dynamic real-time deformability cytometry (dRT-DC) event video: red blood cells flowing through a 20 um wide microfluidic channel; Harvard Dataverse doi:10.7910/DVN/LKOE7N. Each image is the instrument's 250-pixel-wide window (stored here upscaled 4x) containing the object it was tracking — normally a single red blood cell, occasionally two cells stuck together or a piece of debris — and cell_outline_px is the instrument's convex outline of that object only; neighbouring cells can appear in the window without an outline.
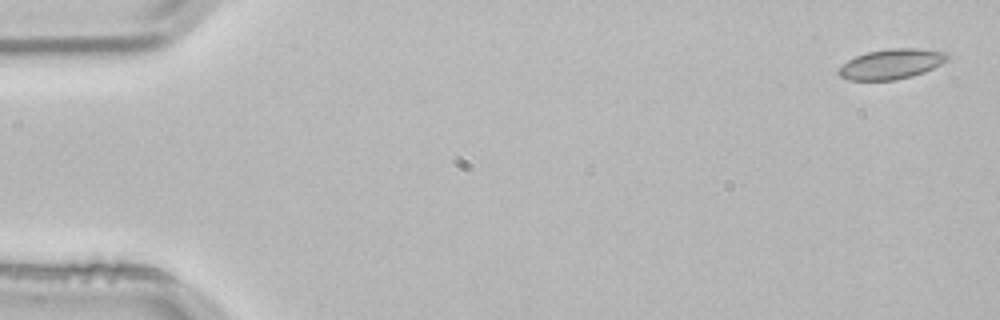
{"species": "common noctule bat (a hibernating species)", "species_latin": "Nyctalus noctula", "temperature_condition": "room temperature", "stored_images_in_passage": 3, "camera_frame_rate_fps": 3000, "um_per_image_px": 0.085, "animal": {"sex": "male", "body_mass_g": 21.5, "forearm_length_mm": 52.0}, "frame": {"image": 1, "passage_image": 1, "time_ms": 0.0, "image_size_px": [1000, 320], "cell_outline_px": [[948, 60], [924, 72], [912, 76], [896, 80], [848, 80], [840, 76], [836, 72], [848, 60], [856, 56], [868, 52], [888, 48], [916, 48], [948, 52]], "centroid_in_image_um": [75.77, 5.44], "position_along_channel_um": 9.2, "area_um2": 19.02}}
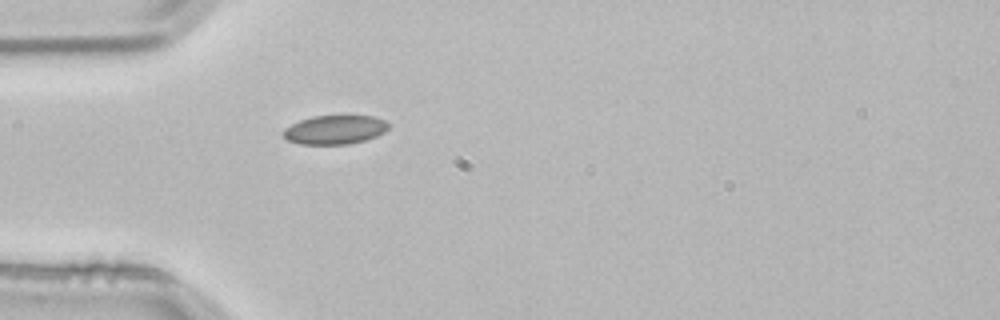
{"frame": {"image": 2, "passage_image": 3, "time_ms": 0.667, "image_size_px": [1000, 320], "cell_outline_px": [[388, 128], [384, 132], [376, 136], [364, 140], [348, 144], [300, 144], [288, 140], [284, 136], [284, 128], [300, 120], [312, 116], [372, 116], [384, 120], [388, 124]], "centroid_in_image_um": [28.45, 11.02], "position_along_channel_um": 56.5, "area_um2": 17.51}}